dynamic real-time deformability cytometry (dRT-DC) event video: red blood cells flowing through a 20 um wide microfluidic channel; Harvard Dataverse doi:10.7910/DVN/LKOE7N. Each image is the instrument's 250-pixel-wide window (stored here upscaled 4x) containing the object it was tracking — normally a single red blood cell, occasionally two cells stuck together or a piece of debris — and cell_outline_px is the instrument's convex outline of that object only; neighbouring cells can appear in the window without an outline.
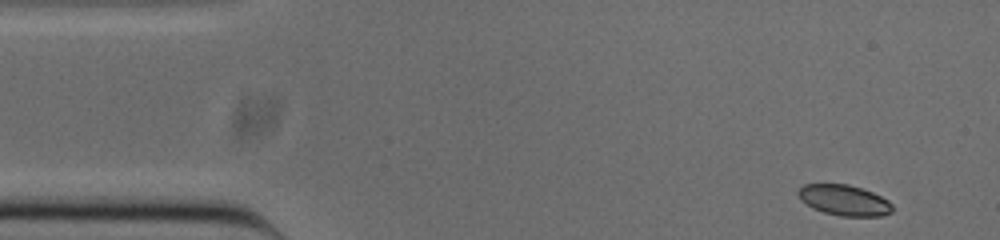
{"species": "common noctule bat (a hibernating species)", "species_latin": "Nyctalus noctula", "temperature_condition": "cold", "stored_images_in_passage": 51, "camera_frame_rate_fps": 3000, "um_per_image_px": 0.085, "animal": {"sex": "male", "body_mass_g": 20.0, "forearm_length_mm": 53.3}, "frame": {"image": 1, "passage_image": 1, "time_ms": 0.0, "image_size_px": [1000, 240], "cell_outline_px": [[892, 212], [880, 216], [840, 216], [824, 212], [812, 208], [800, 200], [796, 192], [804, 184], [848, 184], [872, 192], [888, 200], [892, 204]], "centroid_in_image_um": [71.73, 17.02], "position_along_channel_um": 13.3, "area_um2": 16.82}}
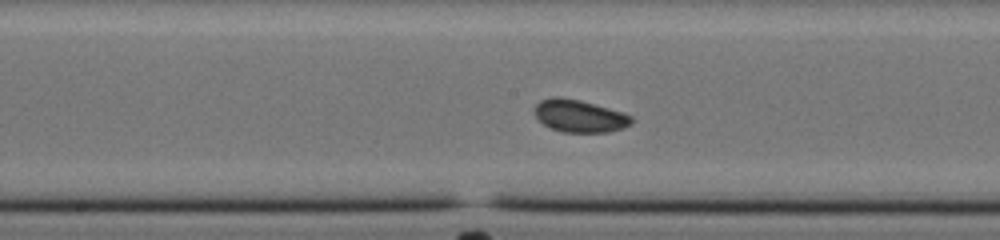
{"frame": {"image": 2, "passage_image": 23, "time_ms": 7.333, "image_size_px": [1000, 240], "cell_outline_px": [[632, 124], [608, 132], [564, 132], [548, 128], [532, 112], [532, 108], [540, 100], [552, 96], [560, 96], [580, 100], [624, 112], [632, 116]], "centroid_in_image_um": [49.21, 9.84], "position_along_channel_um": 199.0, "area_um2": 18.55}}
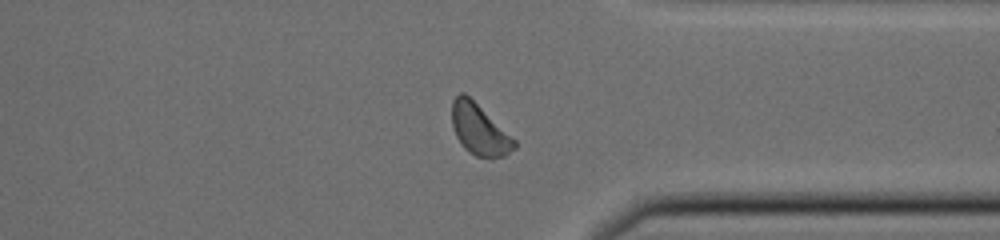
{"frame": {"image": 3, "passage_image": 37, "time_ms": 12.0, "image_size_px": [1000, 240], "cell_outline_px": [[516, 148], [504, 156], [492, 160], [476, 156], [468, 152], [464, 148], [456, 136], [452, 124], [452, 100], [460, 92], [464, 92], [516, 140]], "centroid_in_image_um": [40.75, 11.05], "position_along_channel_um": 370.7, "area_um2": 18.55}, "authors_computed_cell_mechanics": {"area_um2": 18.1492, "velocity_mm_per_s": 3.8116, "shape_relaxation_time_tau1_ms": 2.1715, "shape_relaxation_time_tau2_ms": 3.3788, "deformation_change_tau1": 0.0607, "deformation_change_tau2": 0.0517}}